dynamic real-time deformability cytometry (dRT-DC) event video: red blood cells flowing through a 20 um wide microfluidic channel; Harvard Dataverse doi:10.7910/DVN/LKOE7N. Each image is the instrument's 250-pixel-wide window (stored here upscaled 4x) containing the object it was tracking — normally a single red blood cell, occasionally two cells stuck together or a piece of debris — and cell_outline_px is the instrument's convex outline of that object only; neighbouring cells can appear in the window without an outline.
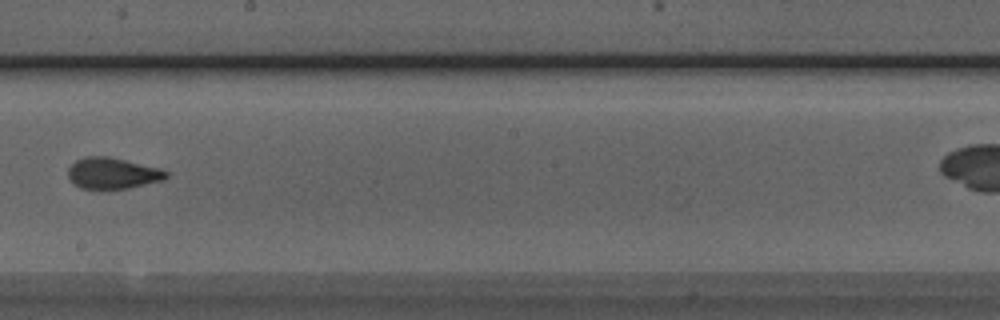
{"species": "Egyptian fruit bat (a non-hibernating species)", "species_latin": "Rousettus aegyptiacus", "temperature_condition": "room temperature", "stored_images_in_passage": 8, "camera_frame_rate_fps": 3000, "um_per_image_px": 0.085, "animal": {"sex": "male"}, "frame": {"image": 1, "passage_image": 7, "time_ms": 2.0, "image_size_px": [1000, 320], "cell_outline_px": [[168, 176], [164, 180], [128, 188], [100, 192], [80, 188], [72, 184], [68, 176], [68, 168], [76, 160], [84, 156], [108, 156], [160, 168], [168, 172]], "centroid_in_image_um": [9.52, 14.77], "position_along_channel_um": 238.7, "area_um2": 18.5}}